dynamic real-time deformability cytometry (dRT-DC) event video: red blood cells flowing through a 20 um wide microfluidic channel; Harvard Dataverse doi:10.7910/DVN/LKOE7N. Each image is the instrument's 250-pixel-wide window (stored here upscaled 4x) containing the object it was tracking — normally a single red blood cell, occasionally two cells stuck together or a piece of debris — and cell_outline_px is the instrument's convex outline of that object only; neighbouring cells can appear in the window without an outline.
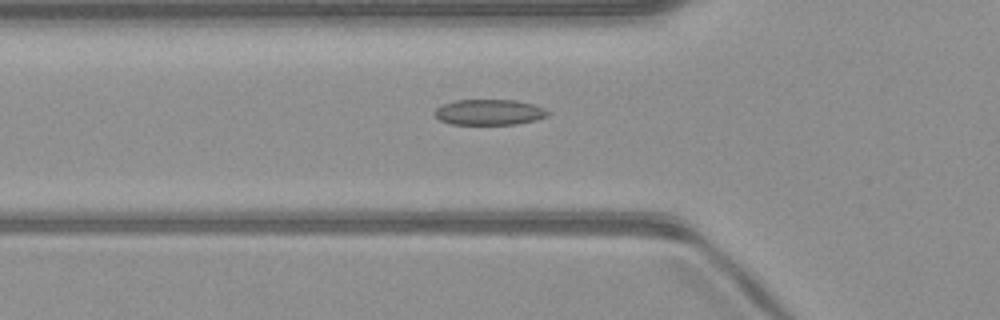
{"species": "common noctule bat (a hibernating species)", "species_latin": "Nyctalus noctula", "temperature_condition": "warm", "stored_images_in_passage": 45, "camera_frame_rate_fps": 3000, "um_per_image_px": 0.085, "animal": {"sex": "male", "body_mass_g": 23.1, "forearm_length_mm": 52.7}, "frame": {"image": 1, "passage_image": 17, "time_ms": 5.333, "image_size_px": [1000, 320], "cell_outline_px": [[552, 112], [548, 116], [536, 120], [516, 124], [452, 124], [440, 120], [432, 112], [436, 108], [444, 104], [456, 100], [516, 100], [532, 104], [544, 108]], "centroid_in_image_um": [41.61, 9.53], "position_along_channel_um": 84.2, "area_um2": 16.94}}
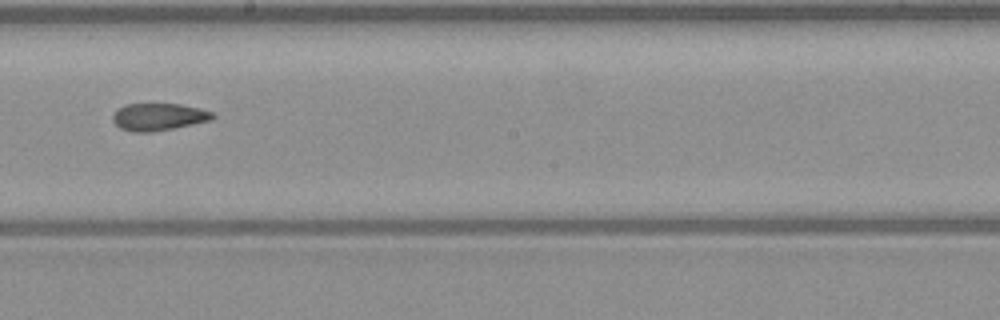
{"frame": {"image": 2, "passage_image": 28, "time_ms": 9.0, "image_size_px": [1000, 320], "cell_outline_px": [[216, 116], [212, 120], [152, 132], [132, 132], [120, 128], [112, 120], [112, 116], [124, 104], [180, 104], [200, 108], [216, 112]], "centroid_in_image_um": [13.52, 9.93], "position_along_channel_um": 234.7, "area_um2": 15.9}}
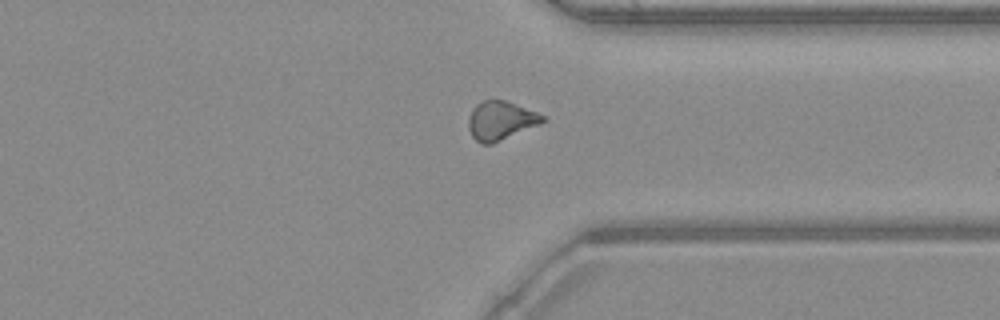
{"frame": {"image": 3, "passage_image": 38, "time_ms": 12.333, "image_size_px": [1000, 320], "cell_outline_px": [[548, 120], [540, 124], [492, 144], [480, 144], [472, 136], [468, 128], [468, 116], [472, 108], [476, 104], [484, 100], [504, 100], [536, 112], [544, 116]], "centroid_in_image_um": [42.53, 10.26], "position_along_channel_um": 368.9, "area_um2": 16.76}}